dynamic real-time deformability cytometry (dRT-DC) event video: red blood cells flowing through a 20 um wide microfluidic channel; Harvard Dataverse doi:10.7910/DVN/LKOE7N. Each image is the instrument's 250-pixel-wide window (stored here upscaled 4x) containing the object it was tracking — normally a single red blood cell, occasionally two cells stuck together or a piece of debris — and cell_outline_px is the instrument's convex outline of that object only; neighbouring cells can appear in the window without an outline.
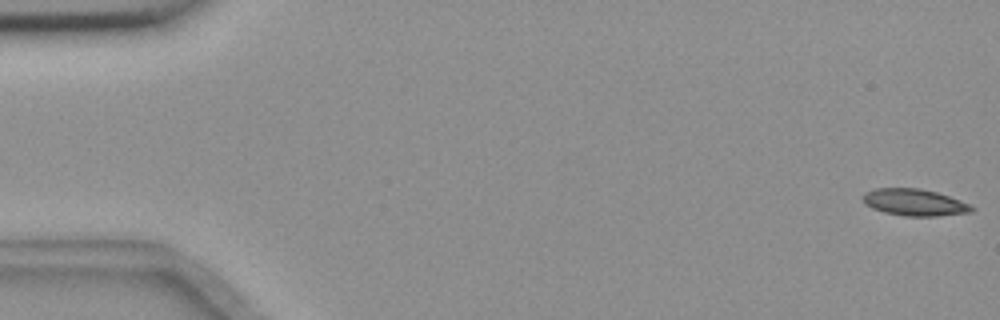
{"species": "common noctule bat (a hibernating species)", "species_latin": "Nyctalus noctula", "temperature_condition": "room temperature", "stored_images_in_passage": 56, "camera_frame_rate_fps": 3000, "um_per_image_px": 0.085, "animal": {"sex": "female", "body_mass_g": 18.4}, "frame": {"image": 1, "passage_image": 1, "time_ms": 0.0, "image_size_px": [1000, 320], "cell_outline_px": [[976, 208], [972, 212], [936, 216], [904, 216], [884, 212], [872, 208], [864, 204], [864, 192], [876, 188], [920, 188], [936, 192], [960, 200]], "centroid_in_image_um": [77.73, 17.2], "position_along_channel_um": 7.3, "area_um2": 16.94}}
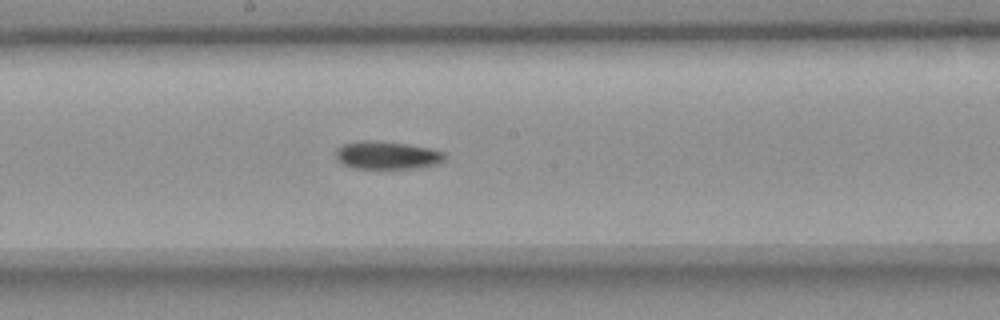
{"frame": {"image": 2, "passage_image": 30, "time_ms": 9.667, "image_size_px": [1000, 320], "cell_outline_px": [[448, 156], [440, 164], [420, 168], [380, 172], [352, 168], [336, 160], [336, 148], [344, 144], [364, 140], [372, 140], [408, 144], [428, 148], [444, 152]], "centroid_in_image_um": [32.92, 13.26], "position_along_channel_um": 215.3, "area_um2": 18.84}}
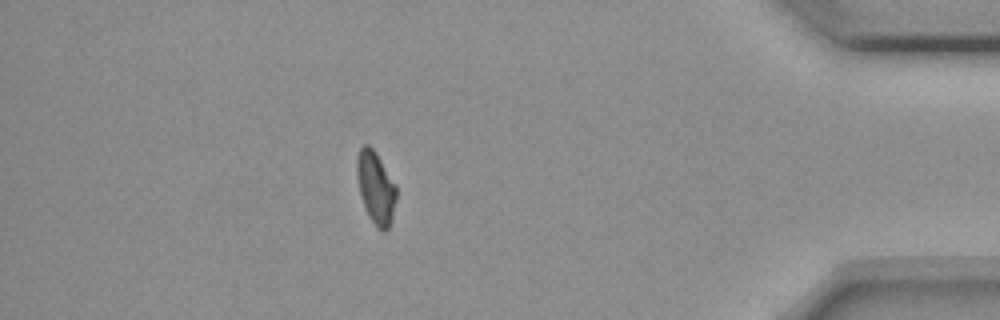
{"frame": {"image": 3, "passage_image": 49, "time_ms": 16.0, "image_size_px": [1000, 320], "cell_outline_px": [[396, 200], [392, 220], [388, 228], [384, 232], [376, 228], [368, 216], [360, 192], [356, 176], [356, 160], [360, 148], [364, 144], [368, 144], [376, 152], [396, 184]], "centroid_in_image_um": [31.94, 15.95], "position_along_channel_um": 403.3, "area_um2": 16.76}, "authors_computed_cell_mechanics": {"area_um2": 17.3689, "velocity_mm_per_s": 3.6637, "shape_relaxation_time_tau1_ms": 3.6996, "shape_relaxation_time_tau2_ms": null, "deformation_change_tau1": 0.0956, "deformation_change_tau2": null}}